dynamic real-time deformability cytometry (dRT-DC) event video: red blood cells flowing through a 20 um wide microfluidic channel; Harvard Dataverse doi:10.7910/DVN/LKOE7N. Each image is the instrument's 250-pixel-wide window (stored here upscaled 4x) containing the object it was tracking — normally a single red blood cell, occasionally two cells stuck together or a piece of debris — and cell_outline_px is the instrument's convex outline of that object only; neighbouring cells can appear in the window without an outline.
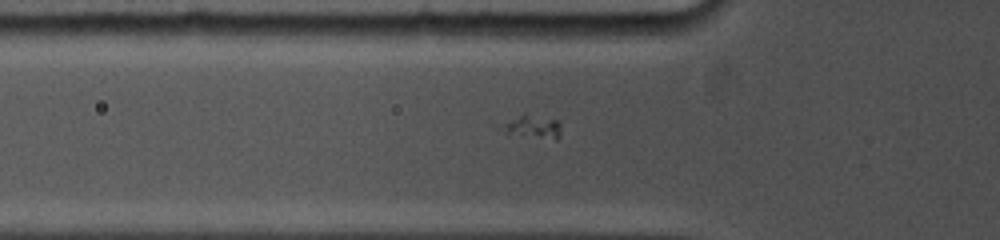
{"species": "common noctule bat (a hibernating species)", "species_latin": "Nyctalus noctula", "temperature_condition": "cold", "stored_images_in_passage": 46, "camera_frame_rate_fps": 5000, "um_per_image_px": 0.085, "animal": {"sex": "female", "body_mass_g": 19.0, "forearm_length_mm": 53.3}, "frame": {"image": 1, "passage_image": 7, "time_ms": 1.2, "image_size_px": [1000, 240], "cell_outline_px": [[560, 136], [556, 140], [508, 136], [492, 128], [488, 120], [524, 112], [556, 120], [560, 124]], "centroid_in_image_um": [44.81, 10.74], "position_along_channel_um": 81.0, "area_um2": 10.17}}